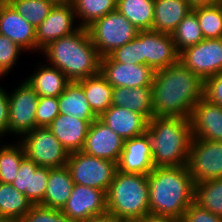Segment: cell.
Returning a JSON list of instances; mask_svg holds the SVG:
<instances>
[{
  "label": "cell",
  "instance_id": "1",
  "mask_svg": "<svg viewBox=\"0 0 222 222\" xmlns=\"http://www.w3.org/2000/svg\"><path fill=\"white\" fill-rule=\"evenodd\" d=\"M151 87L154 116L190 119L203 98L204 81L178 61L155 71Z\"/></svg>",
  "mask_w": 222,
  "mask_h": 222
},
{
  "label": "cell",
  "instance_id": "2",
  "mask_svg": "<svg viewBox=\"0 0 222 222\" xmlns=\"http://www.w3.org/2000/svg\"><path fill=\"white\" fill-rule=\"evenodd\" d=\"M150 215L181 220L194 201V181L186 166L155 167L147 174Z\"/></svg>",
  "mask_w": 222,
  "mask_h": 222
},
{
  "label": "cell",
  "instance_id": "3",
  "mask_svg": "<svg viewBox=\"0 0 222 222\" xmlns=\"http://www.w3.org/2000/svg\"><path fill=\"white\" fill-rule=\"evenodd\" d=\"M51 66L62 71L71 82L96 75L100 72L101 57L87 28L51 42L41 50Z\"/></svg>",
  "mask_w": 222,
  "mask_h": 222
},
{
  "label": "cell",
  "instance_id": "4",
  "mask_svg": "<svg viewBox=\"0 0 222 222\" xmlns=\"http://www.w3.org/2000/svg\"><path fill=\"white\" fill-rule=\"evenodd\" d=\"M148 136L154 167L186 166L192 141L189 118L157 117L148 121Z\"/></svg>",
  "mask_w": 222,
  "mask_h": 222
},
{
  "label": "cell",
  "instance_id": "5",
  "mask_svg": "<svg viewBox=\"0 0 222 222\" xmlns=\"http://www.w3.org/2000/svg\"><path fill=\"white\" fill-rule=\"evenodd\" d=\"M106 198L107 213L115 219L139 221L150 215L147 175L116 170Z\"/></svg>",
  "mask_w": 222,
  "mask_h": 222
},
{
  "label": "cell",
  "instance_id": "6",
  "mask_svg": "<svg viewBox=\"0 0 222 222\" xmlns=\"http://www.w3.org/2000/svg\"><path fill=\"white\" fill-rule=\"evenodd\" d=\"M87 30L101 58L133 40L139 32L117 9L94 21Z\"/></svg>",
  "mask_w": 222,
  "mask_h": 222
},
{
  "label": "cell",
  "instance_id": "7",
  "mask_svg": "<svg viewBox=\"0 0 222 222\" xmlns=\"http://www.w3.org/2000/svg\"><path fill=\"white\" fill-rule=\"evenodd\" d=\"M66 167L74 184L94 187L106 193L117 170L115 162L88 155L83 151L69 153Z\"/></svg>",
  "mask_w": 222,
  "mask_h": 222
},
{
  "label": "cell",
  "instance_id": "8",
  "mask_svg": "<svg viewBox=\"0 0 222 222\" xmlns=\"http://www.w3.org/2000/svg\"><path fill=\"white\" fill-rule=\"evenodd\" d=\"M22 137L19 142L24 147L25 156L38 166L49 168L66 166L69 152L48 127H35Z\"/></svg>",
  "mask_w": 222,
  "mask_h": 222
},
{
  "label": "cell",
  "instance_id": "9",
  "mask_svg": "<svg viewBox=\"0 0 222 222\" xmlns=\"http://www.w3.org/2000/svg\"><path fill=\"white\" fill-rule=\"evenodd\" d=\"M136 52L137 64L147 65L154 71L174 65L179 61V53L172 36L155 30L138 32Z\"/></svg>",
  "mask_w": 222,
  "mask_h": 222
},
{
  "label": "cell",
  "instance_id": "10",
  "mask_svg": "<svg viewBox=\"0 0 222 222\" xmlns=\"http://www.w3.org/2000/svg\"><path fill=\"white\" fill-rule=\"evenodd\" d=\"M194 184L222 178V141L192 138L187 162Z\"/></svg>",
  "mask_w": 222,
  "mask_h": 222
},
{
  "label": "cell",
  "instance_id": "11",
  "mask_svg": "<svg viewBox=\"0 0 222 222\" xmlns=\"http://www.w3.org/2000/svg\"><path fill=\"white\" fill-rule=\"evenodd\" d=\"M179 61L202 81L222 72V38L203 39L179 53Z\"/></svg>",
  "mask_w": 222,
  "mask_h": 222
},
{
  "label": "cell",
  "instance_id": "12",
  "mask_svg": "<svg viewBox=\"0 0 222 222\" xmlns=\"http://www.w3.org/2000/svg\"><path fill=\"white\" fill-rule=\"evenodd\" d=\"M9 98L8 132L25 135L36 127V110L39 96L24 80Z\"/></svg>",
  "mask_w": 222,
  "mask_h": 222
},
{
  "label": "cell",
  "instance_id": "13",
  "mask_svg": "<svg viewBox=\"0 0 222 222\" xmlns=\"http://www.w3.org/2000/svg\"><path fill=\"white\" fill-rule=\"evenodd\" d=\"M76 15L69 0H59L49 15L36 29V50L39 51L51 42L76 32L80 26L74 27Z\"/></svg>",
  "mask_w": 222,
  "mask_h": 222
},
{
  "label": "cell",
  "instance_id": "14",
  "mask_svg": "<svg viewBox=\"0 0 222 222\" xmlns=\"http://www.w3.org/2000/svg\"><path fill=\"white\" fill-rule=\"evenodd\" d=\"M73 222L85 221L107 213L106 192L74 184L66 205L61 210Z\"/></svg>",
  "mask_w": 222,
  "mask_h": 222
},
{
  "label": "cell",
  "instance_id": "15",
  "mask_svg": "<svg viewBox=\"0 0 222 222\" xmlns=\"http://www.w3.org/2000/svg\"><path fill=\"white\" fill-rule=\"evenodd\" d=\"M100 73L114 87H151L155 71L143 64L114 62L109 56L100 60Z\"/></svg>",
  "mask_w": 222,
  "mask_h": 222
},
{
  "label": "cell",
  "instance_id": "16",
  "mask_svg": "<svg viewBox=\"0 0 222 222\" xmlns=\"http://www.w3.org/2000/svg\"><path fill=\"white\" fill-rule=\"evenodd\" d=\"M123 147L124 139L97 118L89 126L82 151L117 164Z\"/></svg>",
  "mask_w": 222,
  "mask_h": 222
},
{
  "label": "cell",
  "instance_id": "17",
  "mask_svg": "<svg viewBox=\"0 0 222 222\" xmlns=\"http://www.w3.org/2000/svg\"><path fill=\"white\" fill-rule=\"evenodd\" d=\"M190 121L192 137L222 141V106L211 103L203 97L194 106Z\"/></svg>",
  "mask_w": 222,
  "mask_h": 222
},
{
  "label": "cell",
  "instance_id": "18",
  "mask_svg": "<svg viewBox=\"0 0 222 222\" xmlns=\"http://www.w3.org/2000/svg\"><path fill=\"white\" fill-rule=\"evenodd\" d=\"M48 176L49 167L38 166L25 157L21 161L17 176L11 185L25 194L33 205H39L46 192Z\"/></svg>",
  "mask_w": 222,
  "mask_h": 222
},
{
  "label": "cell",
  "instance_id": "19",
  "mask_svg": "<svg viewBox=\"0 0 222 222\" xmlns=\"http://www.w3.org/2000/svg\"><path fill=\"white\" fill-rule=\"evenodd\" d=\"M148 136L144 133L124 140L117 170L125 173L149 174L154 169Z\"/></svg>",
  "mask_w": 222,
  "mask_h": 222
},
{
  "label": "cell",
  "instance_id": "20",
  "mask_svg": "<svg viewBox=\"0 0 222 222\" xmlns=\"http://www.w3.org/2000/svg\"><path fill=\"white\" fill-rule=\"evenodd\" d=\"M0 34L25 51L36 50V29L6 1L0 4Z\"/></svg>",
  "mask_w": 222,
  "mask_h": 222
},
{
  "label": "cell",
  "instance_id": "21",
  "mask_svg": "<svg viewBox=\"0 0 222 222\" xmlns=\"http://www.w3.org/2000/svg\"><path fill=\"white\" fill-rule=\"evenodd\" d=\"M98 118L124 140L144 134L149 121L139 113L114 105H111Z\"/></svg>",
  "mask_w": 222,
  "mask_h": 222
},
{
  "label": "cell",
  "instance_id": "22",
  "mask_svg": "<svg viewBox=\"0 0 222 222\" xmlns=\"http://www.w3.org/2000/svg\"><path fill=\"white\" fill-rule=\"evenodd\" d=\"M93 121H85L71 115L59 114L48 126L62 146L69 152L82 151L89 126Z\"/></svg>",
  "mask_w": 222,
  "mask_h": 222
},
{
  "label": "cell",
  "instance_id": "23",
  "mask_svg": "<svg viewBox=\"0 0 222 222\" xmlns=\"http://www.w3.org/2000/svg\"><path fill=\"white\" fill-rule=\"evenodd\" d=\"M192 8L187 0H154L153 30L171 35Z\"/></svg>",
  "mask_w": 222,
  "mask_h": 222
},
{
  "label": "cell",
  "instance_id": "24",
  "mask_svg": "<svg viewBox=\"0 0 222 222\" xmlns=\"http://www.w3.org/2000/svg\"><path fill=\"white\" fill-rule=\"evenodd\" d=\"M112 105L125 107L151 120L154 117L152 87H114Z\"/></svg>",
  "mask_w": 222,
  "mask_h": 222
},
{
  "label": "cell",
  "instance_id": "25",
  "mask_svg": "<svg viewBox=\"0 0 222 222\" xmlns=\"http://www.w3.org/2000/svg\"><path fill=\"white\" fill-rule=\"evenodd\" d=\"M73 186L74 182L66 166L49 168L46 192L39 205L62 210L71 195Z\"/></svg>",
  "mask_w": 222,
  "mask_h": 222
},
{
  "label": "cell",
  "instance_id": "26",
  "mask_svg": "<svg viewBox=\"0 0 222 222\" xmlns=\"http://www.w3.org/2000/svg\"><path fill=\"white\" fill-rule=\"evenodd\" d=\"M25 81L35 90L39 97H59L71 82L58 68L41 65Z\"/></svg>",
  "mask_w": 222,
  "mask_h": 222
},
{
  "label": "cell",
  "instance_id": "27",
  "mask_svg": "<svg viewBox=\"0 0 222 222\" xmlns=\"http://www.w3.org/2000/svg\"><path fill=\"white\" fill-rule=\"evenodd\" d=\"M59 113L71 115L85 121H94L98 116L92 111L83 87L78 82H70L58 97Z\"/></svg>",
  "mask_w": 222,
  "mask_h": 222
},
{
  "label": "cell",
  "instance_id": "28",
  "mask_svg": "<svg viewBox=\"0 0 222 222\" xmlns=\"http://www.w3.org/2000/svg\"><path fill=\"white\" fill-rule=\"evenodd\" d=\"M77 82L83 87L85 97L98 117L112 105L113 87L100 72Z\"/></svg>",
  "mask_w": 222,
  "mask_h": 222
},
{
  "label": "cell",
  "instance_id": "29",
  "mask_svg": "<svg viewBox=\"0 0 222 222\" xmlns=\"http://www.w3.org/2000/svg\"><path fill=\"white\" fill-rule=\"evenodd\" d=\"M116 9L139 31L153 30L154 0H117Z\"/></svg>",
  "mask_w": 222,
  "mask_h": 222
},
{
  "label": "cell",
  "instance_id": "30",
  "mask_svg": "<svg viewBox=\"0 0 222 222\" xmlns=\"http://www.w3.org/2000/svg\"><path fill=\"white\" fill-rule=\"evenodd\" d=\"M33 203L25 194L8 183L0 182V217L18 220L25 216Z\"/></svg>",
  "mask_w": 222,
  "mask_h": 222
},
{
  "label": "cell",
  "instance_id": "31",
  "mask_svg": "<svg viewBox=\"0 0 222 222\" xmlns=\"http://www.w3.org/2000/svg\"><path fill=\"white\" fill-rule=\"evenodd\" d=\"M193 202L222 217V178L210 179L195 184Z\"/></svg>",
  "mask_w": 222,
  "mask_h": 222
},
{
  "label": "cell",
  "instance_id": "32",
  "mask_svg": "<svg viewBox=\"0 0 222 222\" xmlns=\"http://www.w3.org/2000/svg\"><path fill=\"white\" fill-rule=\"evenodd\" d=\"M74 8L76 18L82 20L79 24L87 28L94 21L116 9L117 0H69Z\"/></svg>",
  "mask_w": 222,
  "mask_h": 222
},
{
  "label": "cell",
  "instance_id": "33",
  "mask_svg": "<svg viewBox=\"0 0 222 222\" xmlns=\"http://www.w3.org/2000/svg\"><path fill=\"white\" fill-rule=\"evenodd\" d=\"M59 0H7L15 11L23 16L35 29L49 15Z\"/></svg>",
  "mask_w": 222,
  "mask_h": 222
},
{
  "label": "cell",
  "instance_id": "34",
  "mask_svg": "<svg viewBox=\"0 0 222 222\" xmlns=\"http://www.w3.org/2000/svg\"><path fill=\"white\" fill-rule=\"evenodd\" d=\"M171 36L178 53L204 39L196 13L193 10L179 23Z\"/></svg>",
  "mask_w": 222,
  "mask_h": 222
},
{
  "label": "cell",
  "instance_id": "35",
  "mask_svg": "<svg viewBox=\"0 0 222 222\" xmlns=\"http://www.w3.org/2000/svg\"><path fill=\"white\" fill-rule=\"evenodd\" d=\"M192 10L196 13L204 39L222 38V3L196 6Z\"/></svg>",
  "mask_w": 222,
  "mask_h": 222
},
{
  "label": "cell",
  "instance_id": "36",
  "mask_svg": "<svg viewBox=\"0 0 222 222\" xmlns=\"http://www.w3.org/2000/svg\"><path fill=\"white\" fill-rule=\"evenodd\" d=\"M25 157L24 147L19 141L13 145H2V148L0 147V182L11 184Z\"/></svg>",
  "mask_w": 222,
  "mask_h": 222
},
{
  "label": "cell",
  "instance_id": "37",
  "mask_svg": "<svg viewBox=\"0 0 222 222\" xmlns=\"http://www.w3.org/2000/svg\"><path fill=\"white\" fill-rule=\"evenodd\" d=\"M17 222H73L61 210L33 205Z\"/></svg>",
  "mask_w": 222,
  "mask_h": 222
},
{
  "label": "cell",
  "instance_id": "38",
  "mask_svg": "<svg viewBox=\"0 0 222 222\" xmlns=\"http://www.w3.org/2000/svg\"><path fill=\"white\" fill-rule=\"evenodd\" d=\"M23 50L11 39L0 34V76H4L13 68Z\"/></svg>",
  "mask_w": 222,
  "mask_h": 222
},
{
  "label": "cell",
  "instance_id": "39",
  "mask_svg": "<svg viewBox=\"0 0 222 222\" xmlns=\"http://www.w3.org/2000/svg\"><path fill=\"white\" fill-rule=\"evenodd\" d=\"M58 97H39L36 110V127H48L59 115Z\"/></svg>",
  "mask_w": 222,
  "mask_h": 222
},
{
  "label": "cell",
  "instance_id": "40",
  "mask_svg": "<svg viewBox=\"0 0 222 222\" xmlns=\"http://www.w3.org/2000/svg\"><path fill=\"white\" fill-rule=\"evenodd\" d=\"M203 97L211 103L222 106V72L204 81Z\"/></svg>",
  "mask_w": 222,
  "mask_h": 222
},
{
  "label": "cell",
  "instance_id": "41",
  "mask_svg": "<svg viewBox=\"0 0 222 222\" xmlns=\"http://www.w3.org/2000/svg\"><path fill=\"white\" fill-rule=\"evenodd\" d=\"M183 222H222V217L203 209L192 202L184 212L181 219Z\"/></svg>",
  "mask_w": 222,
  "mask_h": 222
},
{
  "label": "cell",
  "instance_id": "42",
  "mask_svg": "<svg viewBox=\"0 0 222 222\" xmlns=\"http://www.w3.org/2000/svg\"><path fill=\"white\" fill-rule=\"evenodd\" d=\"M114 62L123 64H137L136 37L108 55Z\"/></svg>",
  "mask_w": 222,
  "mask_h": 222
},
{
  "label": "cell",
  "instance_id": "43",
  "mask_svg": "<svg viewBox=\"0 0 222 222\" xmlns=\"http://www.w3.org/2000/svg\"><path fill=\"white\" fill-rule=\"evenodd\" d=\"M9 122V98L8 94L0 86V137L8 133Z\"/></svg>",
  "mask_w": 222,
  "mask_h": 222
},
{
  "label": "cell",
  "instance_id": "44",
  "mask_svg": "<svg viewBox=\"0 0 222 222\" xmlns=\"http://www.w3.org/2000/svg\"><path fill=\"white\" fill-rule=\"evenodd\" d=\"M178 219L163 216L147 215L138 222H177Z\"/></svg>",
  "mask_w": 222,
  "mask_h": 222
},
{
  "label": "cell",
  "instance_id": "45",
  "mask_svg": "<svg viewBox=\"0 0 222 222\" xmlns=\"http://www.w3.org/2000/svg\"><path fill=\"white\" fill-rule=\"evenodd\" d=\"M192 7L215 5L222 3V0H187Z\"/></svg>",
  "mask_w": 222,
  "mask_h": 222
},
{
  "label": "cell",
  "instance_id": "46",
  "mask_svg": "<svg viewBox=\"0 0 222 222\" xmlns=\"http://www.w3.org/2000/svg\"><path fill=\"white\" fill-rule=\"evenodd\" d=\"M81 222H111V215L106 213L101 216L91 217V218H89L85 221H81Z\"/></svg>",
  "mask_w": 222,
  "mask_h": 222
},
{
  "label": "cell",
  "instance_id": "47",
  "mask_svg": "<svg viewBox=\"0 0 222 222\" xmlns=\"http://www.w3.org/2000/svg\"><path fill=\"white\" fill-rule=\"evenodd\" d=\"M111 222H138V221L126 220V219H115L113 216H111Z\"/></svg>",
  "mask_w": 222,
  "mask_h": 222
},
{
  "label": "cell",
  "instance_id": "48",
  "mask_svg": "<svg viewBox=\"0 0 222 222\" xmlns=\"http://www.w3.org/2000/svg\"><path fill=\"white\" fill-rule=\"evenodd\" d=\"M0 222H17V220L12 218L0 217Z\"/></svg>",
  "mask_w": 222,
  "mask_h": 222
},
{
  "label": "cell",
  "instance_id": "49",
  "mask_svg": "<svg viewBox=\"0 0 222 222\" xmlns=\"http://www.w3.org/2000/svg\"><path fill=\"white\" fill-rule=\"evenodd\" d=\"M7 0H0V4L6 2Z\"/></svg>",
  "mask_w": 222,
  "mask_h": 222
}]
</instances>
